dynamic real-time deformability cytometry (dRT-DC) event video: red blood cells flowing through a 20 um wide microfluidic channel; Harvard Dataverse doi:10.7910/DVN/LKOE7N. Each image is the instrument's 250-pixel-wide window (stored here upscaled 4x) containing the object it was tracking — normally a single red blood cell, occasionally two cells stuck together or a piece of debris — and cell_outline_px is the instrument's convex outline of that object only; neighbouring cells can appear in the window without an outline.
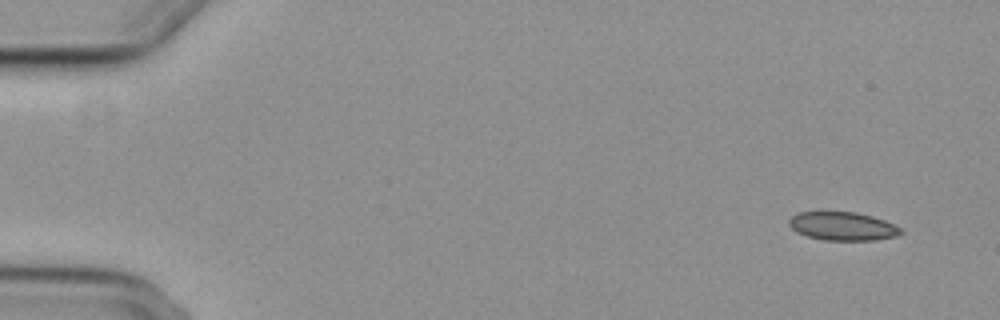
{"species": "common noctule bat (a hibernating species)", "species_latin": "Nyctalus noctula", "temperature_condition": "cold", "stored_images_in_passage": 6, "camera_frame_rate_fps": 3000, "um_per_image_px": 0.085, "animal": {"sex": "female", "body_mass_g": 29.2, "forearm_length_mm": 56.3}, "frame": {"image": 1, "passage_image": 1, "time_ms": 0.0, "image_size_px": [1000, 320], "cell_outline_px": [[904, 232], [896, 236], [876, 240], [824, 240], [808, 236], [796, 232], [788, 224], [788, 220], [792, 216], [800, 212], [820, 208], [856, 212], [872, 216], [884, 220], [900, 228]], "centroid_in_image_um": [71.56, 19.17], "position_along_channel_um": 13.4, "area_um2": 19.25}}
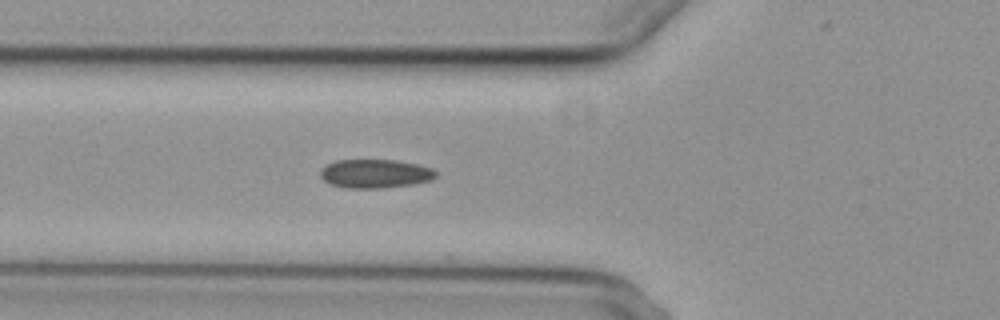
{"frame": {"image": 2, "passage_image": 6, "time_ms": 5.667, "image_size_px": [1000, 320], "cell_outline_px": [[436, 176], [432, 180], [412, 184], [384, 188], [344, 188], [332, 184], [324, 180], [320, 176], [320, 168], [336, 160], [396, 160], [416, 164], [432, 168], [436, 172]], "centroid_in_image_um": [31.88, 14.76], "position_along_channel_um": 93.9, "area_um2": 19.36}}